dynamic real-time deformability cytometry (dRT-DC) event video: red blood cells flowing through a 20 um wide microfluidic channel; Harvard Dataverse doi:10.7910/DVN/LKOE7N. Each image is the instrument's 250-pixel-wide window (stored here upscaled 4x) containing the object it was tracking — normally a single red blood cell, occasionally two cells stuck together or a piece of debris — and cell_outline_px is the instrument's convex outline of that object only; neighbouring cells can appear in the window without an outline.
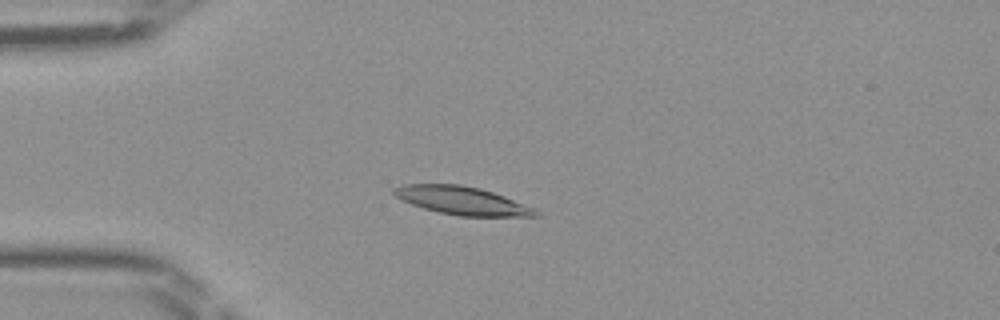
{"species": "Egyptian fruit bat (a non-hibernating species)", "species_latin": "Rousettus aegyptiacus", "temperature_condition": "room temperature", "stored_images_in_passage": 47, "camera_frame_rate_fps": 3000, "um_per_image_px": 0.085, "frame": {"image": 1, "passage_image": 12, "time_ms": 3.667, "image_size_px": [1000, 320], "cell_outline_px": [[540, 216], [460, 216], [440, 212], [424, 208], [412, 204], [396, 196], [392, 192], [392, 188], [400, 184], [460, 184], [480, 188], [504, 196], [536, 208], [540, 212]], "centroid_in_image_um": [39.3, 17.04], "position_along_channel_um": 45.7, "area_um2": 23.18}}
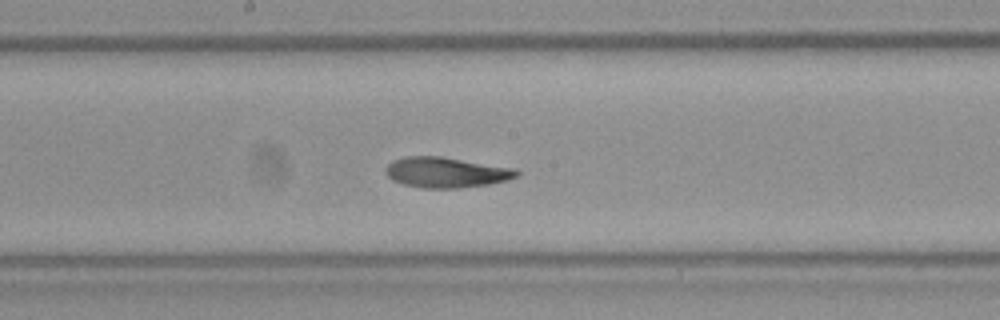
{"frame": {"image": 2, "passage_image": 25, "time_ms": 8.0, "image_size_px": [1000, 320], "cell_outline_px": [[520, 172], [516, 176], [508, 180], [488, 184], [456, 188], [424, 188], [404, 184], [392, 180], [384, 172], [384, 168], [392, 160], [404, 156], [440, 156], [516, 168]], "centroid_in_image_um": [37.9, 14.64], "position_along_channel_um": 210.3, "area_um2": 23.29}}
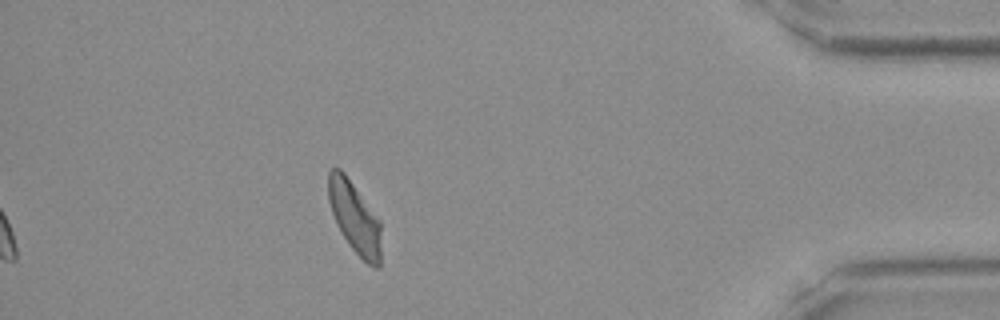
{"frame": {"image": 3, "passage_image": 42, "time_ms": 13.667, "image_size_px": [1000, 320], "cell_outline_px": [[380, 268], [376, 268], [368, 264], [348, 244], [336, 224], [328, 200], [328, 172], [332, 168], [340, 168], [344, 172], [380, 220]], "centroid_in_image_um": [30.13, 18.48], "position_along_channel_um": 405.1, "area_um2": 21.85}}